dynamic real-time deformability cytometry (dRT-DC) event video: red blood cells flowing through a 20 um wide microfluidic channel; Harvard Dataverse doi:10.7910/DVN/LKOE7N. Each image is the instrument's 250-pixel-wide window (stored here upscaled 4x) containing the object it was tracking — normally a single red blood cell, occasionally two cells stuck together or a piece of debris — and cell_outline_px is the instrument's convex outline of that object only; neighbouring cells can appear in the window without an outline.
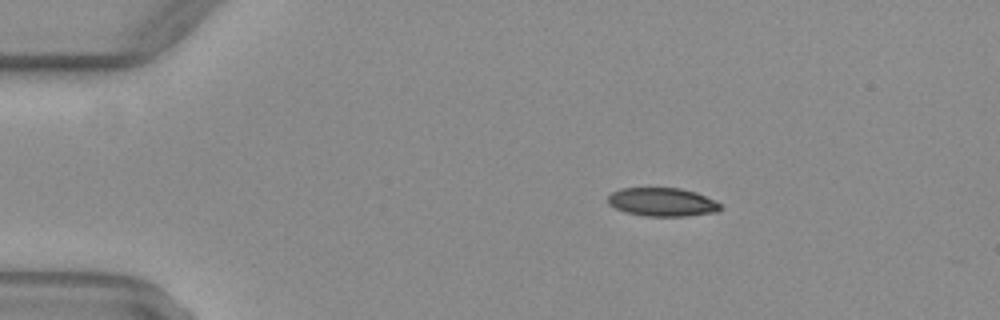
{"species": "common noctule bat (a hibernating species)", "species_latin": "Nyctalus noctula", "temperature_condition": "warm", "stored_images_in_passage": 43, "camera_frame_rate_fps": 3000, "um_per_image_px": 0.085, "animal": {"sex": "female", "body_mass_g": 29.2, "forearm_length_mm": 56.3}, "frame": {"image": 1, "passage_image": 1, "time_ms": 0.0, "image_size_px": [1000, 320], "cell_outline_px": [[724, 208], [716, 212], [688, 216], [644, 216], [624, 212], [608, 204], [608, 196], [612, 192], [620, 188], [680, 188], [696, 192], [720, 204]], "centroid_in_image_um": [56.27, 17.18], "position_along_channel_um": 28.7, "area_um2": 18.73}}
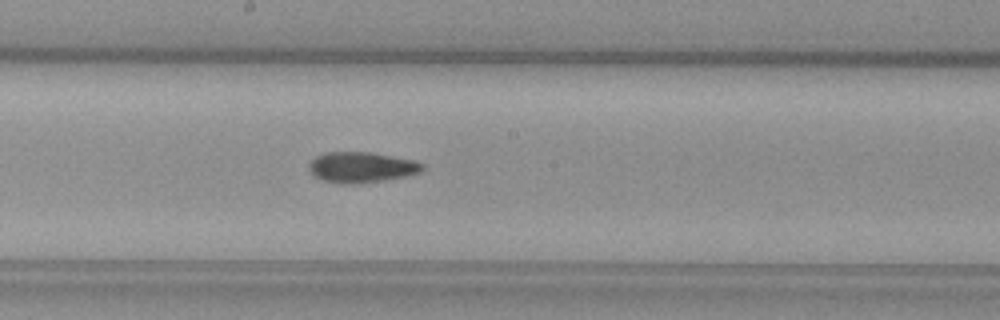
{"frame": {"image": 2, "passage_image": 20, "time_ms": 6.333, "image_size_px": [1000, 320], "cell_outline_px": [[424, 168], [420, 172], [404, 176], [384, 180], [360, 184], [340, 184], [320, 180], [308, 168], [308, 164], [316, 156], [328, 152], [368, 152], [412, 160], [424, 164]], "centroid_in_image_um": [30.69, 14.23], "position_along_channel_um": 217.5, "area_um2": 20.11}}
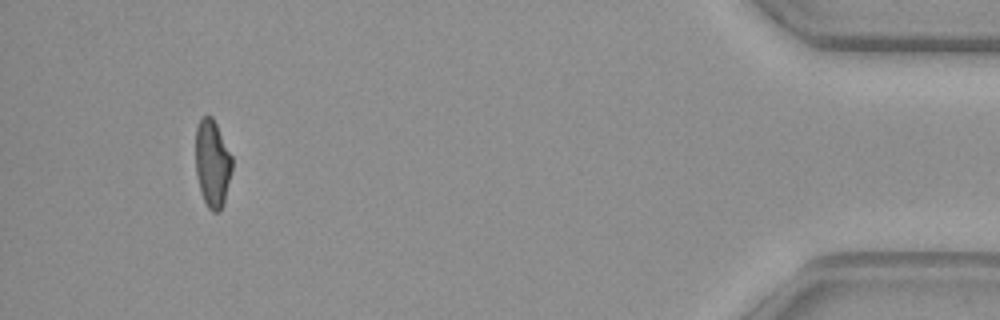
{"frame": {"image": 3, "passage_image": 40, "time_ms": 13.0, "image_size_px": [1000, 320], "cell_outline_px": [[232, 172], [224, 204], [220, 212], [212, 212], [208, 208], [200, 192], [196, 172], [196, 128], [200, 120], [204, 116], [212, 116], [232, 156]], "centroid_in_image_um": [18.06, 13.94], "position_along_channel_um": 417.1, "area_um2": 18.67}, "authors_computed_cell_mechanics": {"area_um2": 19.7098, "velocity_mm_per_s": 4.0504, "shape_relaxation_time_tau1_ms": null, "shape_relaxation_time_tau2_ms": 2.6317, "deformation_change_tau1": null, "deformation_change_tau2": 0.0986}}